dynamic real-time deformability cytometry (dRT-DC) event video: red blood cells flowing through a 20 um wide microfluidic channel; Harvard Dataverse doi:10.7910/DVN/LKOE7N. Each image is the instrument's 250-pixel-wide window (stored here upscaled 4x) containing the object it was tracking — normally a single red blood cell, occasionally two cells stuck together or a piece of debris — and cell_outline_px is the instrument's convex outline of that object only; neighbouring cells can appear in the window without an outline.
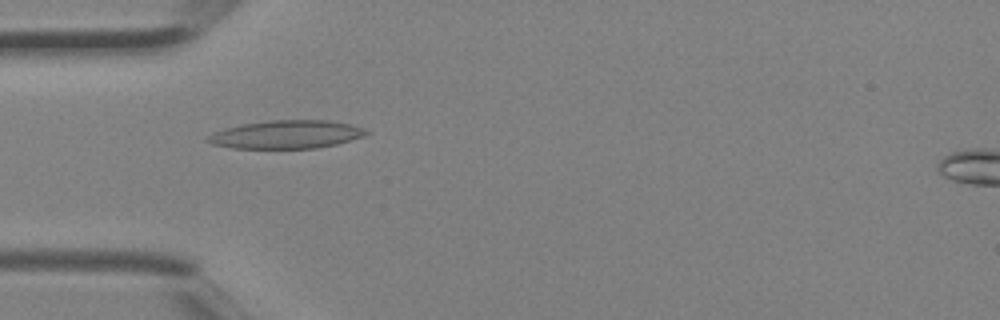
{"species": "Egyptian fruit bat (a non-hibernating species)", "species_latin": "Rousettus aegyptiacus", "temperature_condition": "room temperature", "stored_images_in_passage": 4, "camera_frame_rate_fps": 3000, "um_per_image_px": 0.085, "animal": {"sex": "female"}, "frame": {"image": 1, "passage_image": 3, "time_ms": 0.667, "image_size_px": [1000, 320], "cell_outline_px": [[368, 132], [364, 136], [336, 144], [316, 148], [232, 148], [212, 144], [204, 140], [204, 136], [212, 132], [224, 128], [244, 124], [272, 120], [328, 120], [348, 124], [360, 128]], "centroid_in_image_um": [24.24, 11.43], "position_along_channel_um": 60.8, "area_um2": 25.89}}
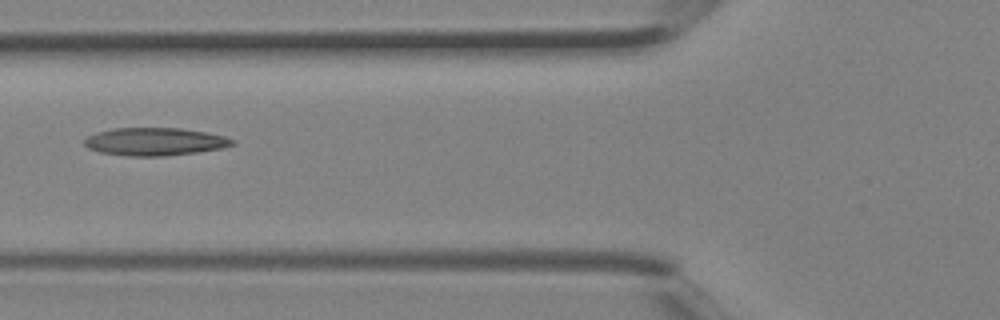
{"frame": {"image": 2, "passage_image": 4, "time_ms": 1.0, "image_size_px": [1000, 320], "cell_outline_px": [[236, 144], [224, 148], [196, 152], [164, 156], [124, 156], [100, 152], [88, 148], [84, 144], [84, 140], [88, 136], [96, 132], [112, 128], [180, 128], [204, 132], [224, 136], [236, 140]], "centroid_in_image_um": [13.16, 12.04], "position_along_channel_um": 112.6, "area_um2": 24.1}}